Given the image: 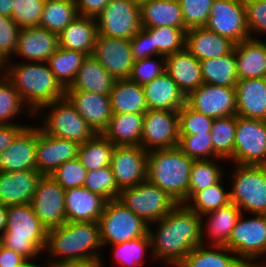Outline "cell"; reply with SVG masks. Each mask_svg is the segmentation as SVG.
I'll return each instance as SVG.
<instances>
[{
    "instance_id": "cell-1",
    "label": "cell",
    "mask_w": 266,
    "mask_h": 267,
    "mask_svg": "<svg viewBox=\"0 0 266 267\" xmlns=\"http://www.w3.org/2000/svg\"><path fill=\"white\" fill-rule=\"evenodd\" d=\"M204 220L185 204H177L167 215L155 222L157 232L148 226L153 258L167 265L178 266L187 254L204 241ZM156 232V233H155Z\"/></svg>"
},
{
    "instance_id": "cell-2",
    "label": "cell",
    "mask_w": 266,
    "mask_h": 267,
    "mask_svg": "<svg viewBox=\"0 0 266 267\" xmlns=\"http://www.w3.org/2000/svg\"><path fill=\"white\" fill-rule=\"evenodd\" d=\"M8 61L6 77L12 82L25 105L28 103L30 115L40 114L43 106L65 97V89L56 80L47 62L11 65L10 60Z\"/></svg>"
},
{
    "instance_id": "cell-3",
    "label": "cell",
    "mask_w": 266,
    "mask_h": 267,
    "mask_svg": "<svg viewBox=\"0 0 266 267\" xmlns=\"http://www.w3.org/2000/svg\"><path fill=\"white\" fill-rule=\"evenodd\" d=\"M101 247L98 222H65L47 230L45 251L58 258L54 262L102 260L98 250Z\"/></svg>"
},
{
    "instance_id": "cell-4",
    "label": "cell",
    "mask_w": 266,
    "mask_h": 267,
    "mask_svg": "<svg viewBox=\"0 0 266 267\" xmlns=\"http://www.w3.org/2000/svg\"><path fill=\"white\" fill-rule=\"evenodd\" d=\"M193 159L178 147L148 151L147 180L165 191L178 204L189 199Z\"/></svg>"
},
{
    "instance_id": "cell-5",
    "label": "cell",
    "mask_w": 266,
    "mask_h": 267,
    "mask_svg": "<svg viewBox=\"0 0 266 267\" xmlns=\"http://www.w3.org/2000/svg\"><path fill=\"white\" fill-rule=\"evenodd\" d=\"M47 228L34 213L31 203L7 207V228L0 237L1 245L33 259L45 251Z\"/></svg>"
},
{
    "instance_id": "cell-6",
    "label": "cell",
    "mask_w": 266,
    "mask_h": 267,
    "mask_svg": "<svg viewBox=\"0 0 266 267\" xmlns=\"http://www.w3.org/2000/svg\"><path fill=\"white\" fill-rule=\"evenodd\" d=\"M98 223L102 247L145 236L149 226L118 199L107 201Z\"/></svg>"
},
{
    "instance_id": "cell-7",
    "label": "cell",
    "mask_w": 266,
    "mask_h": 267,
    "mask_svg": "<svg viewBox=\"0 0 266 267\" xmlns=\"http://www.w3.org/2000/svg\"><path fill=\"white\" fill-rule=\"evenodd\" d=\"M230 202L251 214H266V166L235 164Z\"/></svg>"
},
{
    "instance_id": "cell-8",
    "label": "cell",
    "mask_w": 266,
    "mask_h": 267,
    "mask_svg": "<svg viewBox=\"0 0 266 267\" xmlns=\"http://www.w3.org/2000/svg\"><path fill=\"white\" fill-rule=\"evenodd\" d=\"M118 200L148 225H154L178 204L148 180L121 190Z\"/></svg>"
},
{
    "instance_id": "cell-9",
    "label": "cell",
    "mask_w": 266,
    "mask_h": 267,
    "mask_svg": "<svg viewBox=\"0 0 266 267\" xmlns=\"http://www.w3.org/2000/svg\"><path fill=\"white\" fill-rule=\"evenodd\" d=\"M51 109L43 118L40 129L47 135L77 142L79 145L91 139L96 133L64 97L43 106Z\"/></svg>"
},
{
    "instance_id": "cell-10",
    "label": "cell",
    "mask_w": 266,
    "mask_h": 267,
    "mask_svg": "<svg viewBox=\"0 0 266 267\" xmlns=\"http://www.w3.org/2000/svg\"><path fill=\"white\" fill-rule=\"evenodd\" d=\"M242 216L233 228L226 247L246 266H255V260L266 254V214L254 213V217L247 220Z\"/></svg>"
},
{
    "instance_id": "cell-11",
    "label": "cell",
    "mask_w": 266,
    "mask_h": 267,
    "mask_svg": "<svg viewBox=\"0 0 266 267\" xmlns=\"http://www.w3.org/2000/svg\"><path fill=\"white\" fill-rule=\"evenodd\" d=\"M233 162L266 166V121L237 116Z\"/></svg>"
},
{
    "instance_id": "cell-12",
    "label": "cell",
    "mask_w": 266,
    "mask_h": 267,
    "mask_svg": "<svg viewBox=\"0 0 266 267\" xmlns=\"http://www.w3.org/2000/svg\"><path fill=\"white\" fill-rule=\"evenodd\" d=\"M98 34L130 40L140 29V4L133 0H111L96 17Z\"/></svg>"
},
{
    "instance_id": "cell-13",
    "label": "cell",
    "mask_w": 266,
    "mask_h": 267,
    "mask_svg": "<svg viewBox=\"0 0 266 267\" xmlns=\"http://www.w3.org/2000/svg\"><path fill=\"white\" fill-rule=\"evenodd\" d=\"M205 27L235 44L249 39L244 0H214Z\"/></svg>"
},
{
    "instance_id": "cell-14",
    "label": "cell",
    "mask_w": 266,
    "mask_h": 267,
    "mask_svg": "<svg viewBox=\"0 0 266 267\" xmlns=\"http://www.w3.org/2000/svg\"><path fill=\"white\" fill-rule=\"evenodd\" d=\"M178 142V111L148 110L144 114L140 147L146 151L174 148Z\"/></svg>"
},
{
    "instance_id": "cell-15",
    "label": "cell",
    "mask_w": 266,
    "mask_h": 267,
    "mask_svg": "<svg viewBox=\"0 0 266 267\" xmlns=\"http://www.w3.org/2000/svg\"><path fill=\"white\" fill-rule=\"evenodd\" d=\"M31 205L35 215L47 229L66 222L65 189L50 175H43L39 180Z\"/></svg>"
},
{
    "instance_id": "cell-16",
    "label": "cell",
    "mask_w": 266,
    "mask_h": 267,
    "mask_svg": "<svg viewBox=\"0 0 266 267\" xmlns=\"http://www.w3.org/2000/svg\"><path fill=\"white\" fill-rule=\"evenodd\" d=\"M147 158L140 146H115L110 167L120 191L147 180Z\"/></svg>"
},
{
    "instance_id": "cell-17",
    "label": "cell",
    "mask_w": 266,
    "mask_h": 267,
    "mask_svg": "<svg viewBox=\"0 0 266 267\" xmlns=\"http://www.w3.org/2000/svg\"><path fill=\"white\" fill-rule=\"evenodd\" d=\"M186 104L214 119L230 117L236 115V89L203 83L186 97Z\"/></svg>"
},
{
    "instance_id": "cell-18",
    "label": "cell",
    "mask_w": 266,
    "mask_h": 267,
    "mask_svg": "<svg viewBox=\"0 0 266 267\" xmlns=\"http://www.w3.org/2000/svg\"><path fill=\"white\" fill-rule=\"evenodd\" d=\"M92 56L116 80L128 79L135 62L130 40L100 34L97 35Z\"/></svg>"
},
{
    "instance_id": "cell-19",
    "label": "cell",
    "mask_w": 266,
    "mask_h": 267,
    "mask_svg": "<svg viewBox=\"0 0 266 267\" xmlns=\"http://www.w3.org/2000/svg\"><path fill=\"white\" fill-rule=\"evenodd\" d=\"M77 142L53 137L36 127V170L42 175H50L68 160L78 157Z\"/></svg>"
},
{
    "instance_id": "cell-20",
    "label": "cell",
    "mask_w": 266,
    "mask_h": 267,
    "mask_svg": "<svg viewBox=\"0 0 266 267\" xmlns=\"http://www.w3.org/2000/svg\"><path fill=\"white\" fill-rule=\"evenodd\" d=\"M42 176L36 169L0 171V203L6 207L31 203Z\"/></svg>"
},
{
    "instance_id": "cell-21",
    "label": "cell",
    "mask_w": 266,
    "mask_h": 267,
    "mask_svg": "<svg viewBox=\"0 0 266 267\" xmlns=\"http://www.w3.org/2000/svg\"><path fill=\"white\" fill-rule=\"evenodd\" d=\"M65 97L95 133L102 134L108 127L112 116L109 95L87 91H65Z\"/></svg>"
},
{
    "instance_id": "cell-22",
    "label": "cell",
    "mask_w": 266,
    "mask_h": 267,
    "mask_svg": "<svg viewBox=\"0 0 266 267\" xmlns=\"http://www.w3.org/2000/svg\"><path fill=\"white\" fill-rule=\"evenodd\" d=\"M58 34L39 26L21 28L14 54L29 62H47L58 48Z\"/></svg>"
},
{
    "instance_id": "cell-23",
    "label": "cell",
    "mask_w": 266,
    "mask_h": 267,
    "mask_svg": "<svg viewBox=\"0 0 266 267\" xmlns=\"http://www.w3.org/2000/svg\"><path fill=\"white\" fill-rule=\"evenodd\" d=\"M36 127L26 126L0 154V171L36 169Z\"/></svg>"
},
{
    "instance_id": "cell-24",
    "label": "cell",
    "mask_w": 266,
    "mask_h": 267,
    "mask_svg": "<svg viewBox=\"0 0 266 267\" xmlns=\"http://www.w3.org/2000/svg\"><path fill=\"white\" fill-rule=\"evenodd\" d=\"M107 200L84 186L65 190L66 222H98Z\"/></svg>"
},
{
    "instance_id": "cell-25",
    "label": "cell",
    "mask_w": 266,
    "mask_h": 267,
    "mask_svg": "<svg viewBox=\"0 0 266 267\" xmlns=\"http://www.w3.org/2000/svg\"><path fill=\"white\" fill-rule=\"evenodd\" d=\"M165 72L186 97L204 83L200 61L186 48L165 57Z\"/></svg>"
},
{
    "instance_id": "cell-26",
    "label": "cell",
    "mask_w": 266,
    "mask_h": 267,
    "mask_svg": "<svg viewBox=\"0 0 266 267\" xmlns=\"http://www.w3.org/2000/svg\"><path fill=\"white\" fill-rule=\"evenodd\" d=\"M235 89L236 115L266 121V77L238 80Z\"/></svg>"
},
{
    "instance_id": "cell-27",
    "label": "cell",
    "mask_w": 266,
    "mask_h": 267,
    "mask_svg": "<svg viewBox=\"0 0 266 267\" xmlns=\"http://www.w3.org/2000/svg\"><path fill=\"white\" fill-rule=\"evenodd\" d=\"M234 45L229 38L206 27L191 28L185 34V48L199 61L229 54Z\"/></svg>"
},
{
    "instance_id": "cell-28",
    "label": "cell",
    "mask_w": 266,
    "mask_h": 267,
    "mask_svg": "<svg viewBox=\"0 0 266 267\" xmlns=\"http://www.w3.org/2000/svg\"><path fill=\"white\" fill-rule=\"evenodd\" d=\"M142 87L148 110L179 111L186 104V96L165 71Z\"/></svg>"
},
{
    "instance_id": "cell-29",
    "label": "cell",
    "mask_w": 266,
    "mask_h": 267,
    "mask_svg": "<svg viewBox=\"0 0 266 267\" xmlns=\"http://www.w3.org/2000/svg\"><path fill=\"white\" fill-rule=\"evenodd\" d=\"M234 51L239 80L266 77V42L250 37L235 44Z\"/></svg>"
},
{
    "instance_id": "cell-30",
    "label": "cell",
    "mask_w": 266,
    "mask_h": 267,
    "mask_svg": "<svg viewBox=\"0 0 266 267\" xmlns=\"http://www.w3.org/2000/svg\"><path fill=\"white\" fill-rule=\"evenodd\" d=\"M98 35L96 18L78 15L58 34V46L92 55Z\"/></svg>"
},
{
    "instance_id": "cell-31",
    "label": "cell",
    "mask_w": 266,
    "mask_h": 267,
    "mask_svg": "<svg viewBox=\"0 0 266 267\" xmlns=\"http://www.w3.org/2000/svg\"><path fill=\"white\" fill-rule=\"evenodd\" d=\"M140 25L143 28L173 26L187 29L179 0H147L140 3Z\"/></svg>"
},
{
    "instance_id": "cell-32",
    "label": "cell",
    "mask_w": 266,
    "mask_h": 267,
    "mask_svg": "<svg viewBox=\"0 0 266 267\" xmlns=\"http://www.w3.org/2000/svg\"><path fill=\"white\" fill-rule=\"evenodd\" d=\"M116 79L92 56H87L78 69L74 82L65 91H87L110 95Z\"/></svg>"
},
{
    "instance_id": "cell-33",
    "label": "cell",
    "mask_w": 266,
    "mask_h": 267,
    "mask_svg": "<svg viewBox=\"0 0 266 267\" xmlns=\"http://www.w3.org/2000/svg\"><path fill=\"white\" fill-rule=\"evenodd\" d=\"M144 114L112 113L102 134L115 146H140Z\"/></svg>"
},
{
    "instance_id": "cell-34",
    "label": "cell",
    "mask_w": 266,
    "mask_h": 267,
    "mask_svg": "<svg viewBox=\"0 0 266 267\" xmlns=\"http://www.w3.org/2000/svg\"><path fill=\"white\" fill-rule=\"evenodd\" d=\"M177 267H246V265L226 246L205 247L204 243L193 248Z\"/></svg>"
},
{
    "instance_id": "cell-35",
    "label": "cell",
    "mask_w": 266,
    "mask_h": 267,
    "mask_svg": "<svg viewBox=\"0 0 266 267\" xmlns=\"http://www.w3.org/2000/svg\"><path fill=\"white\" fill-rule=\"evenodd\" d=\"M109 96L112 113L145 114L148 111L143 87L129 79L116 80Z\"/></svg>"
},
{
    "instance_id": "cell-36",
    "label": "cell",
    "mask_w": 266,
    "mask_h": 267,
    "mask_svg": "<svg viewBox=\"0 0 266 267\" xmlns=\"http://www.w3.org/2000/svg\"><path fill=\"white\" fill-rule=\"evenodd\" d=\"M204 83L235 88L237 81V65L234 49L224 56L200 61Z\"/></svg>"
},
{
    "instance_id": "cell-37",
    "label": "cell",
    "mask_w": 266,
    "mask_h": 267,
    "mask_svg": "<svg viewBox=\"0 0 266 267\" xmlns=\"http://www.w3.org/2000/svg\"><path fill=\"white\" fill-rule=\"evenodd\" d=\"M240 208L229 203L227 206L218 210L209 212L202 216H209V224L207 227L209 238L212 239L210 245L226 246L229 242V237L235 227L239 217L243 212Z\"/></svg>"
},
{
    "instance_id": "cell-38",
    "label": "cell",
    "mask_w": 266,
    "mask_h": 267,
    "mask_svg": "<svg viewBox=\"0 0 266 267\" xmlns=\"http://www.w3.org/2000/svg\"><path fill=\"white\" fill-rule=\"evenodd\" d=\"M115 145L103 134L96 133L79 145L78 158L87 172L110 166Z\"/></svg>"
},
{
    "instance_id": "cell-39",
    "label": "cell",
    "mask_w": 266,
    "mask_h": 267,
    "mask_svg": "<svg viewBox=\"0 0 266 267\" xmlns=\"http://www.w3.org/2000/svg\"><path fill=\"white\" fill-rule=\"evenodd\" d=\"M86 57L87 55L82 52L58 47L48 58L47 64L56 80L67 89L74 82L78 69Z\"/></svg>"
},
{
    "instance_id": "cell-40",
    "label": "cell",
    "mask_w": 266,
    "mask_h": 267,
    "mask_svg": "<svg viewBox=\"0 0 266 267\" xmlns=\"http://www.w3.org/2000/svg\"><path fill=\"white\" fill-rule=\"evenodd\" d=\"M77 16L75 0H45L39 27L59 34Z\"/></svg>"
},
{
    "instance_id": "cell-41",
    "label": "cell",
    "mask_w": 266,
    "mask_h": 267,
    "mask_svg": "<svg viewBox=\"0 0 266 267\" xmlns=\"http://www.w3.org/2000/svg\"><path fill=\"white\" fill-rule=\"evenodd\" d=\"M223 179L213 186L195 192L184 204L201 217L209 212L227 206L230 202V192L222 187Z\"/></svg>"
},
{
    "instance_id": "cell-42",
    "label": "cell",
    "mask_w": 266,
    "mask_h": 267,
    "mask_svg": "<svg viewBox=\"0 0 266 267\" xmlns=\"http://www.w3.org/2000/svg\"><path fill=\"white\" fill-rule=\"evenodd\" d=\"M237 115L214 119L211 140L214 153L222 160H233Z\"/></svg>"
},
{
    "instance_id": "cell-43",
    "label": "cell",
    "mask_w": 266,
    "mask_h": 267,
    "mask_svg": "<svg viewBox=\"0 0 266 267\" xmlns=\"http://www.w3.org/2000/svg\"><path fill=\"white\" fill-rule=\"evenodd\" d=\"M146 29L152 34L154 56L166 57L185 48V34L188 29L173 26Z\"/></svg>"
},
{
    "instance_id": "cell-44",
    "label": "cell",
    "mask_w": 266,
    "mask_h": 267,
    "mask_svg": "<svg viewBox=\"0 0 266 267\" xmlns=\"http://www.w3.org/2000/svg\"><path fill=\"white\" fill-rule=\"evenodd\" d=\"M217 164L213 159L193 161L190 169L189 198L195 192L213 186L223 178L225 174Z\"/></svg>"
},
{
    "instance_id": "cell-45",
    "label": "cell",
    "mask_w": 266,
    "mask_h": 267,
    "mask_svg": "<svg viewBox=\"0 0 266 267\" xmlns=\"http://www.w3.org/2000/svg\"><path fill=\"white\" fill-rule=\"evenodd\" d=\"M112 246H114L115 262L123 267H137L142 264L146 249L151 247V240L147 233L145 236Z\"/></svg>"
},
{
    "instance_id": "cell-46",
    "label": "cell",
    "mask_w": 266,
    "mask_h": 267,
    "mask_svg": "<svg viewBox=\"0 0 266 267\" xmlns=\"http://www.w3.org/2000/svg\"><path fill=\"white\" fill-rule=\"evenodd\" d=\"M23 107L28 106L25 105L12 82L6 76L0 79V124H17L10 119L22 114Z\"/></svg>"
},
{
    "instance_id": "cell-47",
    "label": "cell",
    "mask_w": 266,
    "mask_h": 267,
    "mask_svg": "<svg viewBox=\"0 0 266 267\" xmlns=\"http://www.w3.org/2000/svg\"><path fill=\"white\" fill-rule=\"evenodd\" d=\"M84 187L107 201L118 199L120 194L110 166L87 172Z\"/></svg>"
},
{
    "instance_id": "cell-48",
    "label": "cell",
    "mask_w": 266,
    "mask_h": 267,
    "mask_svg": "<svg viewBox=\"0 0 266 267\" xmlns=\"http://www.w3.org/2000/svg\"><path fill=\"white\" fill-rule=\"evenodd\" d=\"M177 147L193 160H208L210 156L211 158L214 157V160L221 159L214 153L210 132H206V134L179 135Z\"/></svg>"
},
{
    "instance_id": "cell-49",
    "label": "cell",
    "mask_w": 266,
    "mask_h": 267,
    "mask_svg": "<svg viewBox=\"0 0 266 267\" xmlns=\"http://www.w3.org/2000/svg\"><path fill=\"white\" fill-rule=\"evenodd\" d=\"M45 0H11L12 20L20 28L39 26Z\"/></svg>"
},
{
    "instance_id": "cell-50",
    "label": "cell",
    "mask_w": 266,
    "mask_h": 267,
    "mask_svg": "<svg viewBox=\"0 0 266 267\" xmlns=\"http://www.w3.org/2000/svg\"><path fill=\"white\" fill-rule=\"evenodd\" d=\"M214 118L197 112L185 104L178 111L179 135L206 134L212 128Z\"/></svg>"
},
{
    "instance_id": "cell-51",
    "label": "cell",
    "mask_w": 266,
    "mask_h": 267,
    "mask_svg": "<svg viewBox=\"0 0 266 267\" xmlns=\"http://www.w3.org/2000/svg\"><path fill=\"white\" fill-rule=\"evenodd\" d=\"M86 175L87 169L82 165L78 157L66 161L50 174L65 190L84 186Z\"/></svg>"
},
{
    "instance_id": "cell-52",
    "label": "cell",
    "mask_w": 266,
    "mask_h": 267,
    "mask_svg": "<svg viewBox=\"0 0 266 267\" xmlns=\"http://www.w3.org/2000/svg\"><path fill=\"white\" fill-rule=\"evenodd\" d=\"M187 29L205 27L214 0H179Z\"/></svg>"
},
{
    "instance_id": "cell-53",
    "label": "cell",
    "mask_w": 266,
    "mask_h": 267,
    "mask_svg": "<svg viewBox=\"0 0 266 267\" xmlns=\"http://www.w3.org/2000/svg\"><path fill=\"white\" fill-rule=\"evenodd\" d=\"M160 59L161 62L152 57L135 61L128 79L141 86L151 82L165 71V56Z\"/></svg>"
},
{
    "instance_id": "cell-54",
    "label": "cell",
    "mask_w": 266,
    "mask_h": 267,
    "mask_svg": "<svg viewBox=\"0 0 266 267\" xmlns=\"http://www.w3.org/2000/svg\"><path fill=\"white\" fill-rule=\"evenodd\" d=\"M20 29L11 17L0 15V56L5 61L11 60L16 51Z\"/></svg>"
},
{
    "instance_id": "cell-55",
    "label": "cell",
    "mask_w": 266,
    "mask_h": 267,
    "mask_svg": "<svg viewBox=\"0 0 266 267\" xmlns=\"http://www.w3.org/2000/svg\"><path fill=\"white\" fill-rule=\"evenodd\" d=\"M244 6L250 37L252 32L266 34V0H244Z\"/></svg>"
},
{
    "instance_id": "cell-56",
    "label": "cell",
    "mask_w": 266,
    "mask_h": 267,
    "mask_svg": "<svg viewBox=\"0 0 266 267\" xmlns=\"http://www.w3.org/2000/svg\"><path fill=\"white\" fill-rule=\"evenodd\" d=\"M130 43L135 61L153 57L152 34L146 28L141 27V29L130 39Z\"/></svg>"
},
{
    "instance_id": "cell-57",
    "label": "cell",
    "mask_w": 266,
    "mask_h": 267,
    "mask_svg": "<svg viewBox=\"0 0 266 267\" xmlns=\"http://www.w3.org/2000/svg\"><path fill=\"white\" fill-rule=\"evenodd\" d=\"M111 0H75L78 15L96 18Z\"/></svg>"
},
{
    "instance_id": "cell-58",
    "label": "cell",
    "mask_w": 266,
    "mask_h": 267,
    "mask_svg": "<svg viewBox=\"0 0 266 267\" xmlns=\"http://www.w3.org/2000/svg\"><path fill=\"white\" fill-rule=\"evenodd\" d=\"M27 125L20 124H0V154H2L8 146L13 142L15 137Z\"/></svg>"
},
{
    "instance_id": "cell-59",
    "label": "cell",
    "mask_w": 266,
    "mask_h": 267,
    "mask_svg": "<svg viewBox=\"0 0 266 267\" xmlns=\"http://www.w3.org/2000/svg\"><path fill=\"white\" fill-rule=\"evenodd\" d=\"M25 260L21 254L0 244V267H18Z\"/></svg>"
},
{
    "instance_id": "cell-60",
    "label": "cell",
    "mask_w": 266,
    "mask_h": 267,
    "mask_svg": "<svg viewBox=\"0 0 266 267\" xmlns=\"http://www.w3.org/2000/svg\"><path fill=\"white\" fill-rule=\"evenodd\" d=\"M53 267H104L102 260L50 261Z\"/></svg>"
},
{
    "instance_id": "cell-61",
    "label": "cell",
    "mask_w": 266,
    "mask_h": 267,
    "mask_svg": "<svg viewBox=\"0 0 266 267\" xmlns=\"http://www.w3.org/2000/svg\"><path fill=\"white\" fill-rule=\"evenodd\" d=\"M7 228V207L0 203V237Z\"/></svg>"
},
{
    "instance_id": "cell-62",
    "label": "cell",
    "mask_w": 266,
    "mask_h": 267,
    "mask_svg": "<svg viewBox=\"0 0 266 267\" xmlns=\"http://www.w3.org/2000/svg\"><path fill=\"white\" fill-rule=\"evenodd\" d=\"M0 15L12 18L11 0H0Z\"/></svg>"
},
{
    "instance_id": "cell-63",
    "label": "cell",
    "mask_w": 266,
    "mask_h": 267,
    "mask_svg": "<svg viewBox=\"0 0 266 267\" xmlns=\"http://www.w3.org/2000/svg\"><path fill=\"white\" fill-rule=\"evenodd\" d=\"M30 259H26L20 266L18 267H43V266H37V264H34L33 261L32 263L30 262ZM48 267H53V265L51 263H48Z\"/></svg>"
},
{
    "instance_id": "cell-64",
    "label": "cell",
    "mask_w": 266,
    "mask_h": 267,
    "mask_svg": "<svg viewBox=\"0 0 266 267\" xmlns=\"http://www.w3.org/2000/svg\"><path fill=\"white\" fill-rule=\"evenodd\" d=\"M3 69L4 71H6V61L0 56V74H1V71H3ZM4 71L2 72L4 75L3 74L0 75V79L6 76V72Z\"/></svg>"
},
{
    "instance_id": "cell-65",
    "label": "cell",
    "mask_w": 266,
    "mask_h": 267,
    "mask_svg": "<svg viewBox=\"0 0 266 267\" xmlns=\"http://www.w3.org/2000/svg\"><path fill=\"white\" fill-rule=\"evenodd\" d=\"M265 263H266V262H265ZM254 267H266V265H264V264H262V263H261V265H259V263H256V265H255Z\"/></svg>"
},
{
    "instance_id": "cell-66",
    "label": "cell",
    "mask_w": 266,
    "mask_h": 267,
    "mask_svg": "<svg viewBox=\"0 0 266 267\" xmlns=\"http://www.w3.org/2000/svg\"><path fill=\"white\" fill-rule=\"evenodd\" d=\"M133 1L138 2L140 4V3L147 1V0H133Z\"/></svg>"
}]
</instances>
